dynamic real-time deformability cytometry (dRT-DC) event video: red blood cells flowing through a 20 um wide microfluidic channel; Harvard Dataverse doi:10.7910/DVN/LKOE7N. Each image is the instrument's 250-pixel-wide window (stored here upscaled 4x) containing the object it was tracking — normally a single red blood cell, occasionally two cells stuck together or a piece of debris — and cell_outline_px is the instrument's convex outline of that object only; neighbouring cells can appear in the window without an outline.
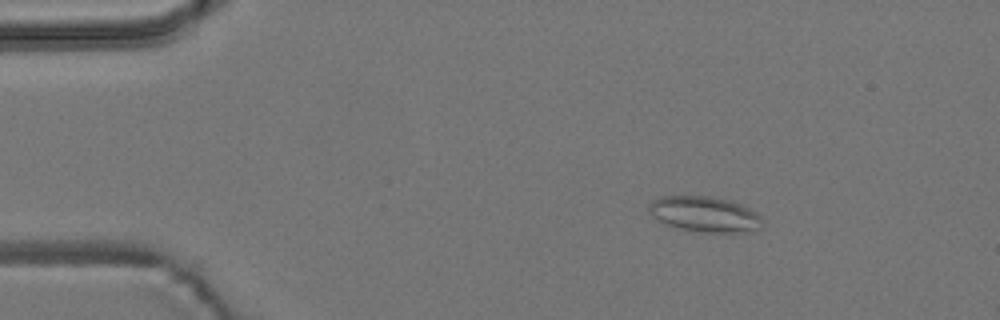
{"species": "common noctule bat (a hibernating species)", "species_latin": "Nyctalus noctula", "temperature_condition": "room temperature", "stored_images_in_passage": 3, "camera_frame_rate_fps": 3000, "um_per_image_px": 0.085, "animal": {"sex": "male", "body_mass_g": 19.2, "forearm_length_mm": 51.8}, "frame": {"image": 1, "passage_image": 1, "time_ms": 0.0, "image_size_px": [1000, 320], "cell_outline_px": [[764, 224], [760, 228], [752, 232], [704, 232], [680, 228], [656, 220], [648, 212], [648, 204], [652, 200], [660, 196], [712, 196], [732, 200], [756, 212], [760, 216]], "centroid_in_image_um": [59.9, 18.19], "position_along_channel_um": 25.1, "area_um2": 23.7}}